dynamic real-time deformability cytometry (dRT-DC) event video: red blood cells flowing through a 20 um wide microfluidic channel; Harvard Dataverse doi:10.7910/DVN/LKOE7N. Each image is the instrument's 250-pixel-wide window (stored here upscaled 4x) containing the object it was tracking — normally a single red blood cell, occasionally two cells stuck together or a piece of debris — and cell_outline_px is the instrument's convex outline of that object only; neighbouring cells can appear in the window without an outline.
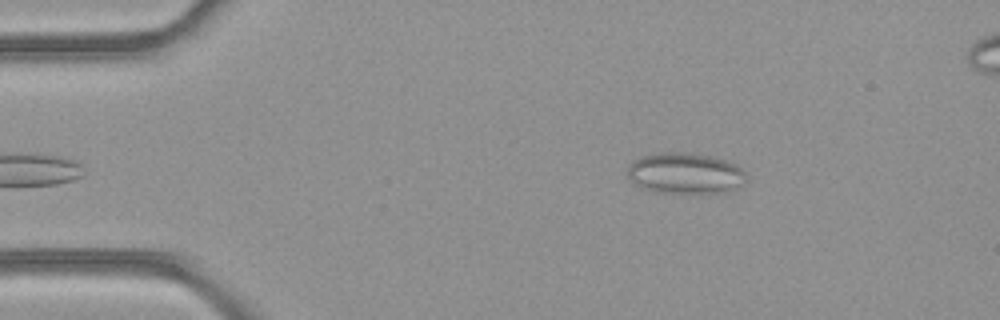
{"species": "common noctule bat (a hibernating species)", "species_latin": "Nyctalus noctula", "temperature_condition": "room temperature", "stored_images_in_passage": 3, "camera_frame_rate_fps": 3000, "um_per_image_px": 0.085, "animal": {"sex": "female", "body_mass_g": 21.9}, "frame": {"image": 1, "passage_image": 3, "time_ms": 0.667, "image_size_px": [1000, 320], "cell_outline_px": [[744, 184], [736, 188], [724, 192], [664, 192], [644, 188], [636, 184], [628, 176], [628, 164], [632, 160], [640, 156], [660, 152], [688, 152], [708, 156], [724, 160], [736, 164], [744, 172]], "centroid_in_image_um": [58.21, 14.7], "position_along_channel_um": 26.8, "area_um2": 27.98}}